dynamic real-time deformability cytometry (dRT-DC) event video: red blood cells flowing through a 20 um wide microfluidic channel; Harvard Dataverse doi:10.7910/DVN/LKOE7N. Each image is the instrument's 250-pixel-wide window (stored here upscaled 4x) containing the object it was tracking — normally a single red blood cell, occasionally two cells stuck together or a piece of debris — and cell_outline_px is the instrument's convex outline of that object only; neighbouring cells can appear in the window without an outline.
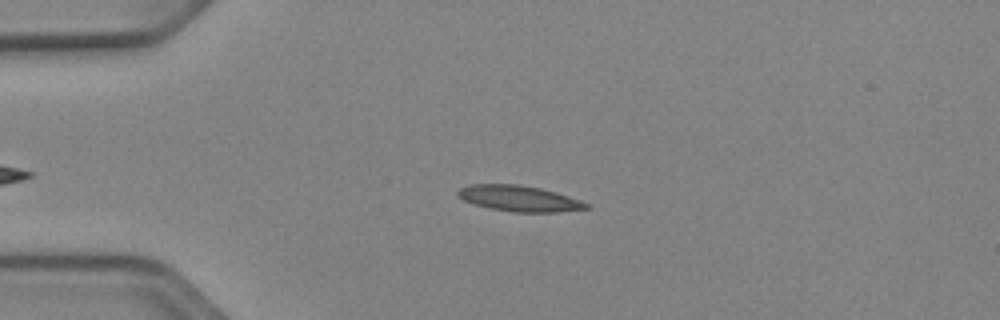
{"species": "Egyptian fruit bat (a non-hibernating species)", "species_latin": "Rousettus aegyptiacus", "temperature_condition": "cold", "stored_images_in_passage": 45, "camera_frame_rate_fps": 3000, "um_per_image_px": 0.085, "animal": {"sex": "female"}, "frame": {"image": 1, "passage_image": 10, "time_ms": 3.0, "image_size_px": [1000, 320], "cell_outline_px": [[592, 208], [556, 212], [512, 212], [472, 204], [456, 196], [456, 192], [460, 188], [472, 184], [520, 184], [540, 188], [556, 192], [580, 200], [588, 204]], "centroid_in_image_um": [44.11, 16.87], "position_along_channel_um": 40.9, "area_um2": 19.36}}
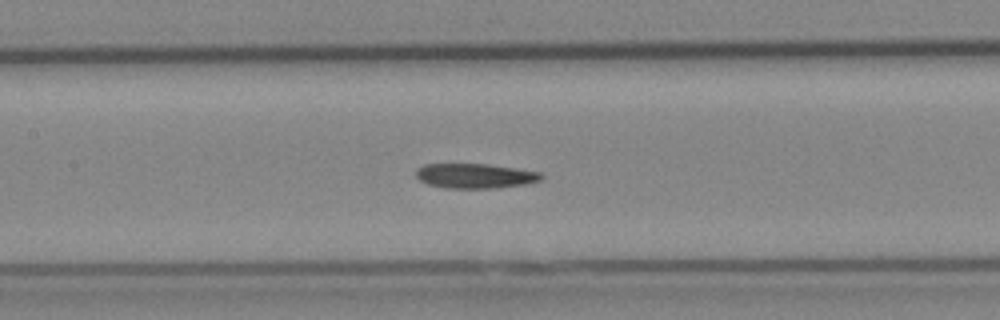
{"frame": {"image": 2, "passage_image": 22, "time_ms": 7.0, "image_size_px": [1000, 320], "cell_outline_px": [[544, 176], [540, 180], [524, 184], [496, 188], [444, 188], [428, 184], [420, 180], [416, 176], [416, 168], [424, 164], [488, 164], [516, 168], [540, 172]], "centroid_in_image_um": [40.36, 14.94], "position_along_channel_um": 167.0, "area_um2": 18.09}}
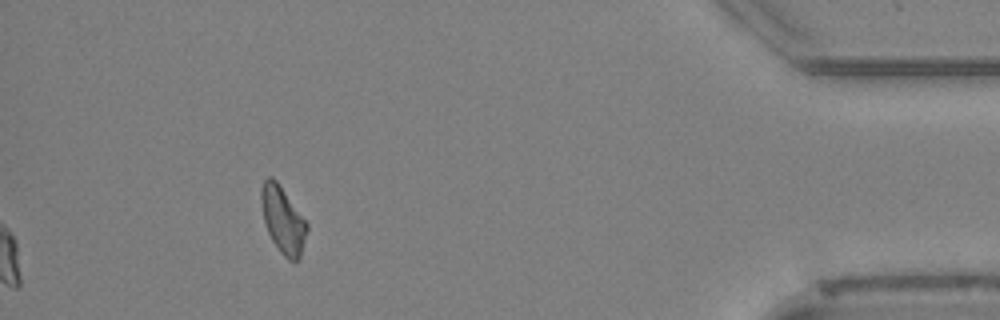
{"frame": {"image": 3, "passage_image": 45, "time_ms": 14.667, "image_size_px": [1000, 320], "cell_outline_px": [[308, 228], [300, 260], [288, 260], [280, 252], [272, 240], [268, 232], [264, 220], [260, 200], [260, 188], [264, 180], [268, 176], [272, 176], [276, 180], [308, 224]], "centroid_in_image_um": [24.04, 18.69], "position_along_channel_um": 411.2, "area_um2": 17.69}}